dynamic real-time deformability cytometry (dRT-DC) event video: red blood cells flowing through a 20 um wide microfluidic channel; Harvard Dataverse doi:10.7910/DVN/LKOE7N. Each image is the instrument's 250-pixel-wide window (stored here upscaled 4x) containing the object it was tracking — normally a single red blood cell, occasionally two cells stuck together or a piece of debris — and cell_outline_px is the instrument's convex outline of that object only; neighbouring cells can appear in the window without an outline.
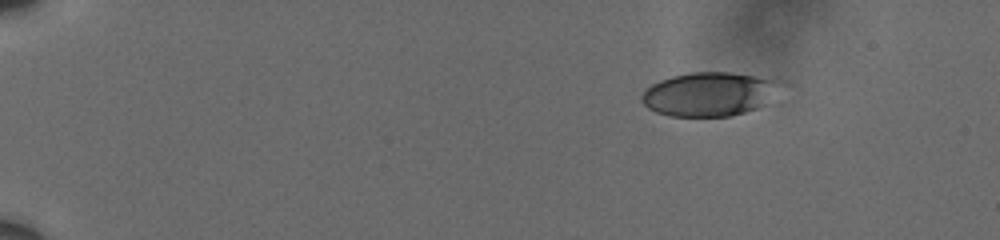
{"species": "human", "species_latin": "Homo sapiens", "temperature_condition": "cold", "stored_images_in_passage": 51, "camera_frame_rate_fps": 3000, "um_per_image_px": 0.085, "donor": {"sex": "male"}, "frame": {"image": 1, "passage_image": 1, "time_ms": 0.0, "image_size_px": [1000, 240], "cell_outline_px": [[780, 80], [764, 104], [756, 108], [744, 112], [728, 116], [668, 116], [656, 112], [648, 108], [640, 100], [640, 96], [652, 84], [660, 80], [672, 76], [692, 72], [728, 72], [776, 76]], "centroid_in_image_um": [60.26, 7.97], "position_along_channel_um": 24.7, "area_um2": 35.37}}
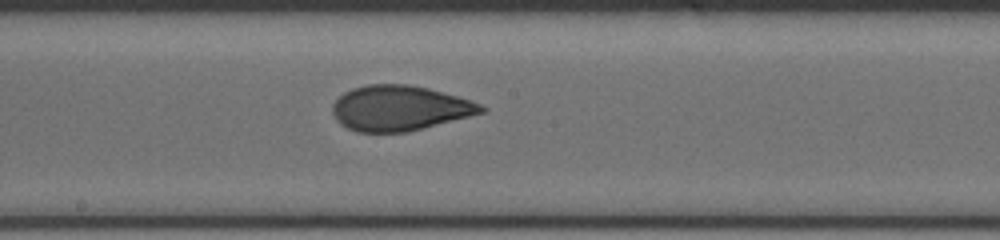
{"frame": {"image": 2, "passage_image": 27, "time_ms": 8.667, "image_size_px": [1000, 240], "cell_outline_px": [[488, 108], [484, 112], [408, 132], [356, 132], [340, 124], [336, 120], [332, 112], [332, 104], [344, 92], [352, 88], [368, 84], [408, 84], [428, 88], [456, 96], [480, 104]], "centroid_in_image_um": [33.93, 9.19], "position_along_channel_um": 214.3, "area_um2": 39.02}}
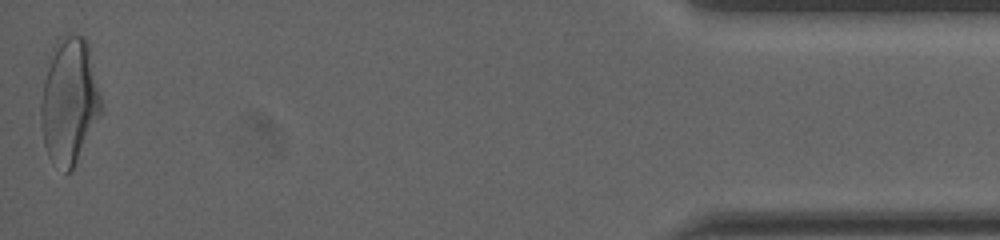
{"frame": {"image": 3, "passage_image": 51, "time_ms": 16.667, "image_size_px": [1000, 240], "cell_outline_px": [[100, 116], [72, 168], [68, 172], [64, 172], [52, 164], [48, 156], [44, 144], [40, 120], [40, 104], [44, 80], [52, 48], [68, 32], [84, 36], [88, 44], [100, 96]], "centroid_in_image_um": [5.86, 8.59], "position_along_channel_um": 429.3, "area_um2": 43.81}, "authors_computed_cell_mechanics": {"area_um2": 38.8994, "velocity_mm_per_s": 3.6155, "shape_relaxation_time_tau1_ms": 4.4839, "shape_relaxation_time_tau2_ms": 1.1983, "deformation_change_tau1": 0.1564, "deformation_change_tau2": 0.0642}}